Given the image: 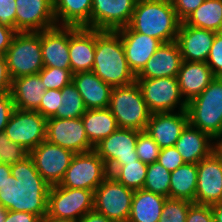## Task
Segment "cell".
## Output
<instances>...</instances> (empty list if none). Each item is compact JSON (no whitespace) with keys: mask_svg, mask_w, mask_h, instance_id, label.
<instances>
[{"mask_svg":"<svg viewBox=\"0 0 222 222\" xmlns=\"http://www.w3.org/2000/svg\"><path fill=\"white\" fill-rule=\"evenodd\" d=\"M11 175L10 165L0 163V188L2 187L5 180Z\"/></svg>","mask_w":222,"mask_h":222,"instance_id":"816d5d0a","label":"cell"},{"mask_svg":"<svg viewBox=\"0 0 222 222\" xmlns=\"http://www.w3.org/2000/svg\"><path fill=\"white\" fill-rule=\"evenodd\" d=\"M94 210V191L52 185L48 193L47 215L58 219L80 220Z\"/></svg>","mask_w":222,"mask_h":222,"instance_id":"52a82bcc","label":"cell"},{"mask_svg":"<svg viewBox=\"0 0 222 222\" xmlns=\"http://www.w3.org/2000/svg\"><path fill=\"white\" fill-rule=\"evenodd\" d=\"M10 168L11 175L0 188V205L8 211L29 212L44 219L51 185L38 173L30 156Z\"/></svg>","mask_w":222,"mask_h":222,"instance_id":"6da1fadb","label":"cell"},{"mask_svg":"<svg viewBox=\"0 0 222 222\" xmlns=\"http://www.w3.org/2000/svg\"><path fill=\"white\" fill-rule=\"evenodd\" d=\"M14 109V102L10 92L0 93V133L4 132Z\"/></svg>","mask_w":222,"mask_h":222,"instance_id":"f6af8a7d","label":"cell"},{"mask_svg":"<svg viewBox=\"0 0 222 222\" xmlns=\"http://www.w3.org/2000/svg\"><path fill=\"white\" fill-rule=\"evenodd\" d=\"M169 172H173L178 167L185 164L181 154L175 146L160 149L158 160Z\"/></svg>","mask_w":222,"mask_h":222,"instance_id":"b9f144b4","label":"cell"},{"mask_svg":"<svg viewBox=\"0 0 222 222\" xmlns=\"http://www.w3.org/2000/svg\"><path fill=\"white\" fill-rule=\"evenodd\" d=\"M170 176L171 172L158 161L148 164L143 189L169 198Z\"/></svg>","mask_w":222,"mask_h":222,"instance_id":"e575fe53","label":"cell"},{"mask_svg":"<svg viewBox=\"0 0 222 222\" xmlns=\"http://www.w3.org/2000/svg\"><path fill=\"white\" fill-rule=\"evenodd\" d=\"M61 100V90H46L36 111L46 119L52 118L56 115L58 107L62 105Z\"/></svg>","mask_w":222,"mask_h":222,"instance_id":"ab89813d","label":"cell"},{"mask_svg":"<svg viewBox=\"0 0 222 222\" xmlns=\"http://www.w3.org/2000/svg\"><path fill=\"white\" fill-rule=\"evenodd\" d=\"M135 148L138 159L142 162L151 164L158 160L160 152L159 145L147 131L139 132Z\"/></svg>","mask_w":222,"mask_h":222,"instance_id":"f35d334b","label":"cell"},{"mask_svg":"<svg viewBox=\"0 0 222 222\" xmlns=\"http://www.w3.org/2000/svg\"><path fill=\"white\" fill-rule=\"evenodd\" d=\"M188 123L222 140V77H215L203 92L187 102Z\"/></svg>","mask_w":222,"mask_h":222,"instance_id":"277c9868","label":"cell"},{"mask_svg":"<svg viewBox=\"0 0 222 222\" xmlns=\"http://www.w3.org/2000/svg\"><path fill=\"white\" fill-rule=\"evenodd\" d=\"M9 74L13 79L38 74L44 67L40 32H17L6 51Z\"/></svg>","mask_w":222,"mask_h":222,"instance_id":"8992f818","label":"cell"},{"mask_svg":"<svg viewBox=\"0 0 222 222\" xmlns=\"http://www.w3.org/2000/svg\"><path fill=\"white\" fill-rule=\"evenodd\" d=\"M93 0H53L57 26L91 28Z\"/></svg>","mask_w":222,"mask_h":222,"instance_id":"83f0119b","label":"cell"},{"mask_svg":"<svg viewBox=\"0 0 222 222\" xmlns=\"http://www.w3.org/2000/svg\"><path fill=\"white\" fill-rule=\"evenodd\" d=\"M183 59L175 41L162 43L136 79L177 77Z\"/></svg>","mask_w":222,"mask_h":222,"instance_id":"cb8c5ba5","label":"cell"},{"mask_svg":"<svg viewBox=\"0 0 222 222\" xmlns=\"http://www.w3.org/2000/svg\"><path fill=\"white\" fill-rule=\"evenodd\" d=\"M193 204L187 200L167 198L158 222H186L187 213Z\"/></svg>","mask_w":222,"mask_h":222,"instance_id":"8d00e7d4","label":"cell"},{"mask_svg":"<svg viewBox=\"0 0 222 222\" xmlns=\"http://www.w3.org/2000/svg\"><path fill=\"white\" fill-rule=\"evenodd\" d=\"M46 90H61L64 86L72 82L71 69H62L56 67H43L38 73Z\"/></svg>","mask_w":222,"mask_h":222,"instance_id":"d590c367","label":"cell"},{"mask_svg":"<svg viewBox=\"0 0 222 222\" xmlns=\"http://www.w3.org/2000/svg\"><path fill=\"white\" fill-rule=\"evenodd\" d=\"M186 222H215L211 206L193 204L187 213Z\"/></svg>","mask_w":222,"mask_h":222,"instance_id":"ee69618b","label":"cell"},{"mask_svg":"<svg viewBox=\"0 0 222 222\" xmlns=\"http://www.w3.org/2000/svg\"><path fill=\"white\" fill-rule=\"evenodd\" d=\"M46 141L72 151L74 154L94 150L90 144L82 118H48Z\"/></svg>","mask_w":222,"mask_h":222,"instance_id":"4fadbf2b","label":"cell"},{"mask_svg":"<svg viewBox=\"0 0 222 222\" xmlns=\"http://www.w3.org/2000/svg\"><path fill=\"white\" fill-rule=\"evenodd\" d=\"M61 106L58 107L53 118H80L87 110L82 96L76 86L71 82L61 89Z\"/></svg>","mask_w":222,"mask_h":222,"instance_id":"836d02e7","label":"cell"},{"mask_svg":"<svg viewBox=\"0 0 222 222\" xmlns=\"http://www.w3.org/2000/svg\"><path fill=\"white\" fill-rule=\"evenodd\" d=\"M45 91L39 74H34L13 79L10 94L16 109L36 111Z\"/></svg>","mask_w":222,"mask_h":222,"instance_id":"4316f807","label":"cell"},{"mask_svg":"<svg viewBox=\"0 0 222 222\" xmlns=\"http://www.w3.org/2000/svg\"><path fill=\"white\" fill-rule=\"evenodd\" d=\"M178 18L184 21L205 0H170Z\"/></svg>","mask_w":222,"mask_h":222,"instance_id":"bcb514c9","label":"cell"},{"mask_svg":"<svg viewBox=\"0 0 222 222\" xmlns=\"http://www.w3.org/2000/svg\"><path fill=\"white\" fill-rule=\"evenodd\" d=\"M16 31L40 32L56 27L53 0H15Z\"/></svg>","mask_w":222,"mask_h":222,"instance_id":"e0dca14e","label":"cell"},{"mask_svg":"<svg viewBox=\"0 0 222 222\" xmlns=\"http://www.w3.org/2000/svg\"><path fill=\"white\" fill-rule=\"evenodd\" d=\"M7 212H8V210H6L5 208H3V207L0 205V222H4V221H5Z\"/></svg>","mask_w":222,"mask_h":222,"instance_id":"11a10c76","label":"cell"},{"mask_svg":"<svg viewBox=\"0 0 222 222\" xmlns=\"http://www.w3.org/2000/svg\"><path fill=\"white\" fill-rule=\"evenodd\" d=\"M215 34L214 31L191 27L182 21L175 42L183 61L206 62Z\"/></svg>","mask_w":222,"mask_h":222,"instance_id":"ffe728a7","label":"cell"},{"mask_svg":"<svg viewBox=\"0 0 222 222\" xmlns=\"http://www.w3.org/2000/svg\"><path fill=\"white\" fill-rule=\"evenodd\" d=\"M79 221L80 222H113L95 210H92L86 213Z\"/></svg>","mask_w":222,"mask_h":222,"instance_id":"f907efd6","label":"cell"},{"mask_svg":"<svg viewBox=\"0 0 222 222\" xmlns=\"http://www.w3.org/2000/svg\"><path fill=\"white\" fill-rule=\"evenodd\" d=\"M41 53L44 67L71 69L69 27L56 26L41 31Z\"/></svg>","mask_w":222,"mask_h":222,"instance_id":"603a6c76","label":"cell"},{"mask_svg":"<svg viewBox=\"0 0 222 222\" xmlns=\"http://www.w3.org/2000/svg\"><path fill=\"white\" fill-rule=\"evenodd\" d=\"M181 22L170 0H137L128 26L167 43L176 40Z\"/></svg>","mask_w":222,"mask_h":222,"instance_id":"3957f363","label":"cell"},{"mask_svg":"<svg viewBox=\"0 0 222 222\" xmlns=\"http://www.w3.org/2000/svg\"><path fill=\"white\" fill-rule=\"evenodd\" d=\"M177 78L181 95L188 102L201 94L215 75L206 62L183 61Z\"/></svg>","mask_w":222,"mask_h":222,"instance_id":"484cf974","label":"cell"},{"mask_svg":"<svg viewBox=\"0 0 222 222\" xmlns=\"http://www.w3.org/2000/svg\"><path fill=\"white\" fill-rule=\"evenodd\" d=\"M139 132L118 128L94 147L107 169L110 166H122L138 160L135 147Z\"/></svg>","mask_w":222,"mask_h":222,"instance_id":"9a60e30c","label":"cell"},{"mask_svg":"<svg viewBox=\"0 0 222 222\" xmlns=\"http://www.w3.org/2000/svg\"><path fill=\"white\" fill-rule=\"evenodd\" d=\"M188 124L186 110L151 113L146 130L160 149L175 146L182 130Z\"/></svg>","mask_w":222,"mask_h":222,"instance_id":"d6986e66","label":"cell"},{"mask_svg":"<svg viewBox=\"0 0 222 222\" xmlns=\"http://www.w3.org/2000/svg\"><path fill=\"white\" fill-rule=\"evenodd\" d=\"M119 128L145 131L151 116L137 82L113 87L108 107Z\"/></svg>","mask_w":222,"mask_h":222,"instance_id":"5b68a950","label":"cell"},{"mask_svg":"<svg viewBox=\"0 0 222 222\" xmlns=\"http://www.w3.org/2000/svg\"><path fill=\"white\" fill-rule=\"evenodd\" d=\"M137 0H93L91 29L117 31L131 21Z\"/></svg>","mask_w":222,"mask_h":222,"instance_id":"2e32d148","label":"cell"},{"mask_svg":"<svg viewBox=\"0 0 222 222\" xmlns=\"http://www.w3.org/2000/svg\"><path fill=\"white\" fill-rule=\"evenodd\" d=\"M72 82L82 96L87 109L108 108L112 87L102 81L94 72H79L72 76Z\"/></svg>","mask_w":222,"mask_h":222,"instance_id":"d4e9b609","label":"cell"},{"mask_svg":"<svg viewBox=\"0 0 222 222\" xmlns=\"http://www.w3.org/2000/svg\"><path fill=\"white\" fill-rule=\"evenodd\" d=\"M46 123L39 112L14 109L4 133L14 143L21 145L29 153L46 139Z\"/></svg>","mask_w":222,"mask_h":222,"instance_id":"8fae6325","label":"cell"},{"mask_svg":"<svg viewBox=\"0 0 222 222\" xmlns=\"http://www.w3.org/2000/svg\"><path fill=\"white\" fill-rule=\"evenodd\" d=\"M41 222H80L79 220H72V219H58V218H52L48 215L45 216L44 219H42Z\"/></svg>","mask_w":222,"mask_h":222,"instance_id":"db71d44e","label":"cell"},{"mask_svg":"<svg viewBox=\"0 0 222 222\" xmlns=\"http://www.w3.org/2000/svg\"><path fill=\"white\" fill-rule=\"evenodd\" d=\"M12 78L9 74L5 56L0 57V93L10 92Z\"/></svg>","mask_w":222,"mask_h":222,"instance_id":"7dc6e473","label":"cell"},{"mask_svg":"<svg viewBox=\"0 0 222 222\" xmlns=\"http://www.w3.org/2000/svg\"><path fill=\"white\" fill-rule=\"evenodd\" d=\"M166 199L144 189L134 191L127 222H158Z\"/></svg>","mask_w":222,"mask_h":222,"instance_id":"f1b7e54d","label":"cell"},{"mask_svg":"<svg viewBox=\"0 0 222 222\" xmlns=\"http://www.w3.org/2000/svg\"><path fill=\"white\" fill-rule=\"evenodd\" d=\"M42 220L29 212L8 211L4 222H41Z\"/></svg>","mask_w":222,"mask_h":222,"instance_id":"681fc988","label":"cell"},{"mask_svg":"<svg viewBox=\"0 0 222 222\" xmlns=\"http://www.w3.org/2000/svg\"><path fill=\"white\" fill-rule=\"evenodd\" d=\"M16 33L17 31L14 28L0 25V57L5 56Z\"/></svg>","mask_w":222,"mask_h":222,"instance_id":"c3c4849f","label":"cell"},{"mask_svg":"<svg viewBox=\"0 0 222 222\" xmlns=\"http://www.w3.org/2000/svg\"><path fill=\"white\" fill-rule=\"evenodd\" d=\"M175 147L185 163L197 164L218 149L219 142L210 134L188 123L176 141Z\"/></svg>","mask_w":222,"mask_h":222,"instance_id":"7402d4cb","label":"cell"},{"mask_svg":"<svg viewBox=\"0 0 222 222\" xmlns=\"http://www.w3.org/2000/svg\"><path fill=\"white\" fill-rule=\"evenodd\" d=\"M148 164L141 160L127 163L122 166H110L108 173L125 187L134 191L143 189Z\"/></svg>","mask_w":222,"mask_h":222,"instance_id":"d6a6232c","label":"cell"},{"mask_svg":"<svg viewBox=\"0 0 222 222\" xmlns=\"http://www.w3.org/2000/svg\"><path fill=\"white\" fill-rule=\"evenodd\" d=\"M117 32L121 37L128 66L137 76L162 42L151 36L133 31L129 26L121 28Z\"/></svg>","mask_w":222,"mask_h":222,"instance_id":"ac0fdd59","label":"cell"},{"mask_svg":"<svg viewBox=\"0 0 222 222\" xmlns=\"http://www.w3.org/2000/svg\"><path fill=\"white\" fill-rule=\"evenodd\" d=\"M81 118L93 147L119 128L109 108L87 109Z\"/></svg>","mask_w":222,"mask_h":222,"instance_id":"f546056e","label":"cell"},{"mask_svg":"<svg viewBox=\"0 0 222 222\" xmlns=\"http://www.w3.org/2000/svg\"><path fill=\"white\" fill-rule=\"evenodd\" d=\"M15 0H0V25L16 30Z\"/></svg>","mask_w":222,"mask_h":222,"instance_id":"7bdbcfd3","label":"cell"},{"mask_svg":"<svg viewBox=\"0 0 222 222\" xmlns=\"http://www.w3.org/2000/svg\"><path fill=\"white\" fill-rule=\"evenodd\" d=\"M74 155L72 151L46 140L29 153L38 173L51 186L63 179Z\"/></svg>","mask_w":222,"mask_h":222,"instance_id":"5bb4252c","label":"cell"},{"mask_svg":"<svg viewBox=\"0 0 222 222\" xmlns=\"http://www.w3.org/2000/svg\"><path fill=\"white\" fill-rule=\"evenodd\" d=\"M219 148L222 150V140L219 142Z\"/></svg>","mask_w":222,"mask_h":222,"instance_id":"9f6ffc18","label":"cell"},{"mask_svg":"<svg viewBox=\"0 0 222 222\" xmlns=\"http://www.w3.org/2000/svg\"><path fill=\"white\" fill-rule=\"evenodd\" d=\"M108 175L103 159L95 150H91L73 156L58 185L95 191Z\"/></svg>","mask_w":222,"mask_h":222,"instance_id":"9c48e42d","label":"cell"},{"mask_svg":"<svg viewBox=\"0 0 222 222\" xmlns=\"http://www.w3.org/2000/svg\"><path fill=\"white\" fill-rule=\"evenodd\" d=\"M29 152L21 145L12 142L4 132L0 133V163L13 165L22 162Z\"/></svg>","mask_w":222,"mask_h":222,"instance_id":"74e56055","label":"cell"},{"mask_svg":"<svg viewBox=\"0 0 222 222\" xmlns=\"http://www.w3.org/2000/svg\"><path fill=\"white\" fill-rule=\"evenodd\" d=\"M95 29L69 27V57L72 74L93 69Z\"/></svg>","mask_w":222,"mask_h":222,"instance_id":"44dd1931","label":"cell"},{"mask_svg":"<svg viewBox=\"0 0 222 222\" xmlns=\"http://www.w3.org/2000/svg\"><path fill=\"white\" fill-rule=\"evenodd\" d=\"M92 72L113 87L125 86L136 81L128 66L125 50L117 31L95 29V56Z\"/></svg>","mask_w":222,"mask_h":222,"instance_id":"7a4b0ae2","label":"cell"},{"mask_svg":"<svg viewBox=\"0 0 222 222\" xmlns=\"http://www.w3.org/2000/svg\"><path fill=\"white\" fill-rule=\"evenodd\" d=\"M197 177V164L185 163L171 172L169 198L194 203Z\"/></svg>","mask_w":222,"mask_h":222,"instance_id":"4dcf8cb0","label":"cell"},{"mask_svg":"<svg viewBox=\"0 0 222 222\" xmlns=\"http://www.w3.org/2000/svg\"><path fill=\"white\" fill-rule=\"evenodd\" d=\"M183 22L191 27L222 32V0H205Z\"/></svg>","mask_w":222,"mask_h":222,"instance_id":"1f68e13d","label":"cell"},{"mask_svg":"<svg viewBox=\"0 0 222 222\" xmlns=\"http://www.w3.org/2000/svg\"><path fill=\"white\" fill-rule=\"evenodd\" d=\"M211 209L213 212L214 221L222 222V202L212 205Z\"/></svg>","mask_w":222,"mask_h":222,"instance_id":"f5cc1de1","label":"cell"},{"mask_svg":"<svg viewBox=\"0 0 222 222\" xmlns=\"http://www.w3.org/2000/svg\"><path fill=\"white\" fill-rule=\"evenodd\" d=\"M197 187L194 204L212 206L222 202V150L197 163Z\"/></svg>","mask_w":222,"mask_h":222,"instance_id":"7c38bea8","label":"cell"},{"mask_svg":"<svg viewBox=\"0 0 222 222\" xmlns=\"http://www.w3.org/2000/svg\"><path fill=\"white\" fill-rule=\"evenodd\" d=\"M133 194L109 174L94 191V210L113 222H127Z\"/></svg>","mask_w":222,"mask_h":222,"instance_id":"ba28073f","label":"cell"},{"mask_svg":"<svg viewBox=\"0 0 222 222\" xmlns=\"http://www.w3.org/2000/svg\"><path fill=\"white\" fill-rule=\"evenodd\" d=\"M136 82L151 113L186 110L187 102L181 95L177 77L136 79Z\"/></svg>","mask_w":222,"mask_h":222,"instance_id":"30bf717a","label":"cell"},{"mask_svg":"<svg viewBox=\"0 0 222 222\" xmlns=\"http://www.w3.org/2000/svg\"><path fill=\"white\" fill-rule=\"evenodd\" d=\"M206 63L215 77H222V32L215 34Z\"/></svg>","mask_w":222,"mask_h":222,"instance_id":"60d3db41","label":"cell"}]
</instances>
